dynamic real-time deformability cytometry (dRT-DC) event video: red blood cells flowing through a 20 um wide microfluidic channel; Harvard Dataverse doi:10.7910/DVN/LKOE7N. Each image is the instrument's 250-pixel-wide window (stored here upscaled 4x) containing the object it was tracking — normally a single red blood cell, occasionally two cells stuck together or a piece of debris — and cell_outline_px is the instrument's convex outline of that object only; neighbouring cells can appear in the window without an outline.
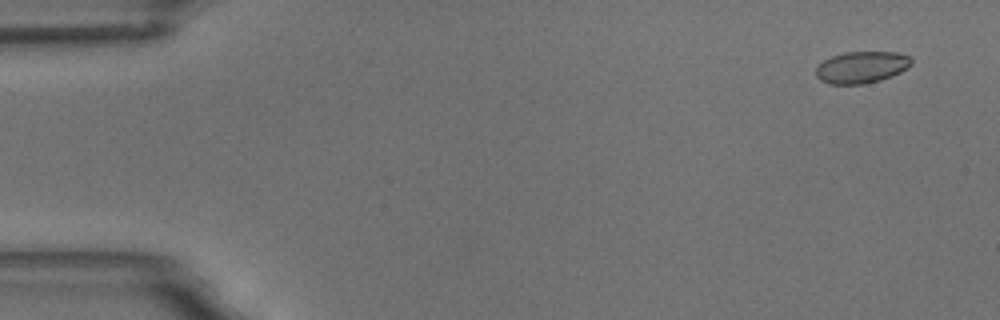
{"species": "common noctule bat (a hibernating species)", "species_latin": "Nyctalus noctula", "temperature_condition": "room temperature", "stored_images_in_passage": 6, "camera_frame_rate_fps": 3000, "um_per_image_px": 0.085, "animal": {"sex": "male", "body_mass_g": 18.8}, "frame": {"image": 1, "passage_image": 2, "time_ms": 1.0, "image_size_px": [1000, 320], "cell_outline_px": [[912, 64], [900, 72], [892, 76], [880, 80], [864, 84], [832, 84], [820, 80], [816, 76], [816, 68], [824, 60], [832, 56], [844, 52], [896, 52], [908, 56], [912, 60]], "centroid_in_image_um": [73.23, 5.71], "position_along_channel_um": 11.8, "area_um2": 17.57}}